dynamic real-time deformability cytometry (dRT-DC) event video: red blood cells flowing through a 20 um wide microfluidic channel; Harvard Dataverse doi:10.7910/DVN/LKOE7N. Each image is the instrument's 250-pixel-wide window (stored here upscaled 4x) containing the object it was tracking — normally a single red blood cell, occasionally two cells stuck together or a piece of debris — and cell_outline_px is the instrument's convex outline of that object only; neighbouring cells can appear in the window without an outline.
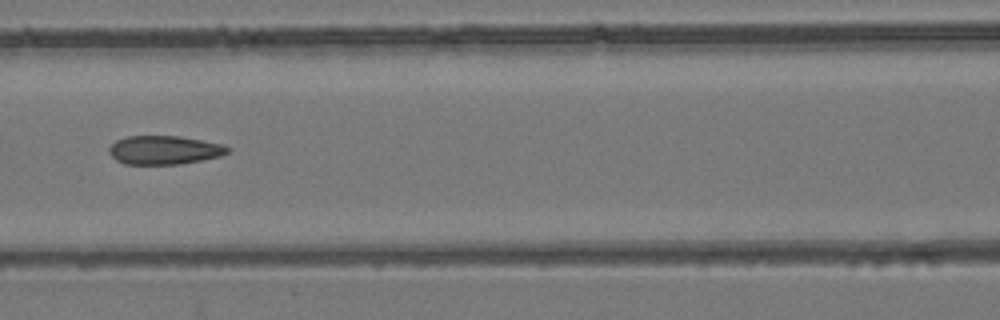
{"species": "common noctule bat (a hibernating species)", "species_latin": "Nyctalus noctula", "temperature_condition": "room temperature", "stored_images_in_passage": 7, "camera_frame_rate_fps": 3000, "um_per_image_px": 0.085, "animal": {"sex": "female", "body_mass_g": 24.6, "forearm_length_mm": 56.2}, "frame": {"image": 1, "passage_image": 7, "time_ms": 7.667, "image_size_px": [1000, 320], "cell_outline_px": [[232, 148], [228, 152], [220, 156], [180, 164], [124, 164], [116, 160], [108, 152], [108, 148], [116, 140], [128, 136], [180, 136], [224, 144]], "centroid_in_image_um": [13.97, 12.75], "position_along_channel_um": 152.6, "area_um2": 19.88}}